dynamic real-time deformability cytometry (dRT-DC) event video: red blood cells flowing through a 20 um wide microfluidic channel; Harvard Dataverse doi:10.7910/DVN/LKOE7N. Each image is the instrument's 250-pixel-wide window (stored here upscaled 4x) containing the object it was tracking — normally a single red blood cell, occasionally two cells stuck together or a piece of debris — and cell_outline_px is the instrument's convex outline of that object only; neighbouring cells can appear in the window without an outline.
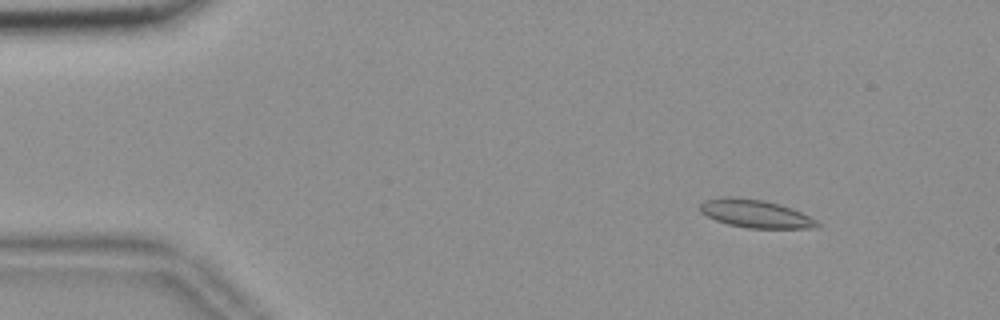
{"species": "common noctule bat (a hibernating species)", "species_latin": "Nyctalus noctula", "temperature_condition": "room temperature", "stored_images_in_passage": 56, "camera_frame_rate_fps": 3000, "um_per_image_px": 0.085, "animal": {"sex": "female", "body_mass_g": 18.4}, "frame": {"image": 1, "passage_image": 7, "time_ms": 2.0, "image_size_px": [1000, 320], "cell_outline_px": [[820, 228], [748, 228], [728, 224], [716, 220], [700, 212], [700, 204], [704, 200], [724, 196], [732, 196], [764, 200], [780, 204], [792, 208], [816, 220], [820, 224]], "centroid_in_image_um": [64.21, 18.15], "position_along_channel_um": 20.8, "area_um2": 19.19}}
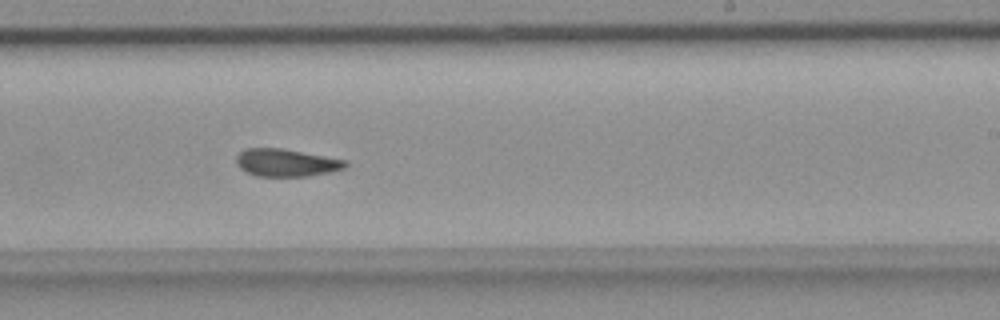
{"frame": {"image": 2, "passage_image": 34, "time_ms": 11.0, "image_size_px": [1000, 320], "cell_outline_px": [[348, 164], [344, 168], [328, 172], [308, 176], [256, 176], [240, 168], [236, 164], [236, 156], [244, 148], [284, 148], [348, 160]], "centroid_in_image_um": [24.33, 13.81], "position_along_channel_um": 264.7, "area_um2": 17.63}}
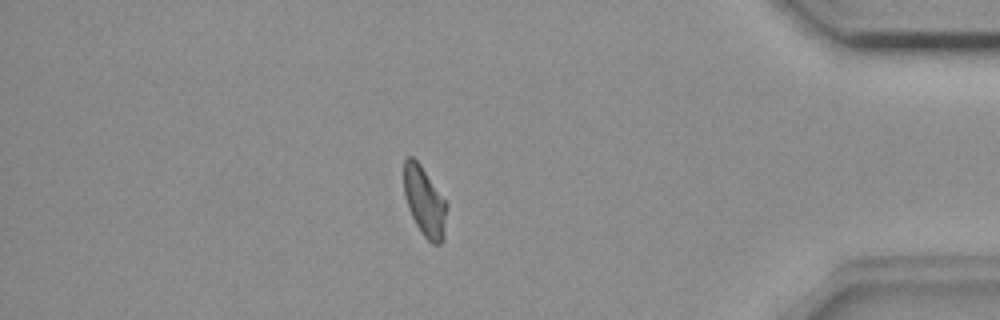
{"frame": {"image": 3, "passage_image": 48, "time_ms": 15.667, "image_size_px": [1000, 320], "cell_outline_px": [[448, 208], [444, 240], [440, 244], [432, 244], [420, 232], [408, 208], [404, 196], [404, 160], [408, 156], [412, 156], [420, 164], [448, 204]], "centroid_in_image_um": [36.11, 17.17], "position_along_channel_um": 399.1, "area_um2": 17.57}, "authors_computed_cell_mechanics": {"area_um2": 18.0914, "velocity_mm_per_s": 3.6692, "shape_relaxation_time_tau1_ms": 9.4052, "shape_relaxation_time_tau2_ms": 2.6529, "deformation_change_tau1": 0.1652, "deformation_change_tau2": 0.0683}}